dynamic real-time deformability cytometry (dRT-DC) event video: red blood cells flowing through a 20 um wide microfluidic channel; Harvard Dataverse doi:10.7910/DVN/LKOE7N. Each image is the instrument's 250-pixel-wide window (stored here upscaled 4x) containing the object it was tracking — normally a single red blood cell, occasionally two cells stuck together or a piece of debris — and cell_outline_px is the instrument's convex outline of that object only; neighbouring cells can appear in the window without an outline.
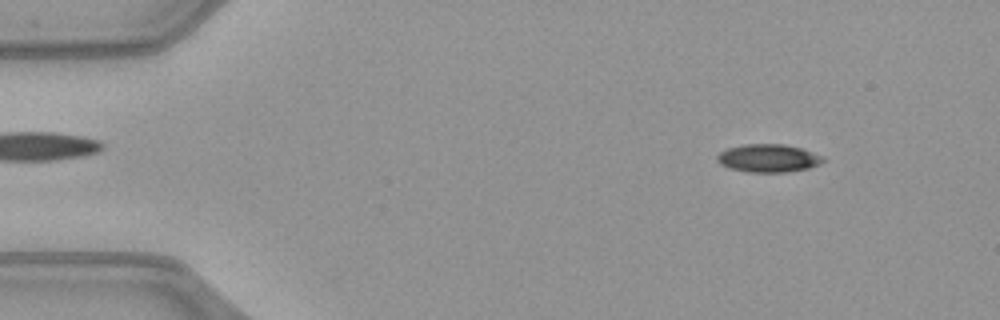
{"species": "common noctule bat (a hibernating species)", "species_latin": "Nyctalus noctula", "temperature_condition": "warm", "stored_images_in_passage": 51, "camera_frame_rate_fps": 3000, "um_per_image_px": 0.085, "animal": {"sex": "female", "body_mass_g": 21.9}, "frame": {"image": 1, "passage_image": 6, "time_ms": 1.667, "image_size_px": [1000, 320], "cell_outline_px": [[824, 160], [820, 164], [808, 168], [784, 172], [748, 172], [732, 168], [720, 164], [716, 160], [716, 156], [720, 152], [728, 148], [744, 144], [784, 144], [800, 148], [824, 156]], "centroid_in_image_um": [65.3, 13.44], "position_along_channel_um": 19.7, "area_um2": 17.17}}
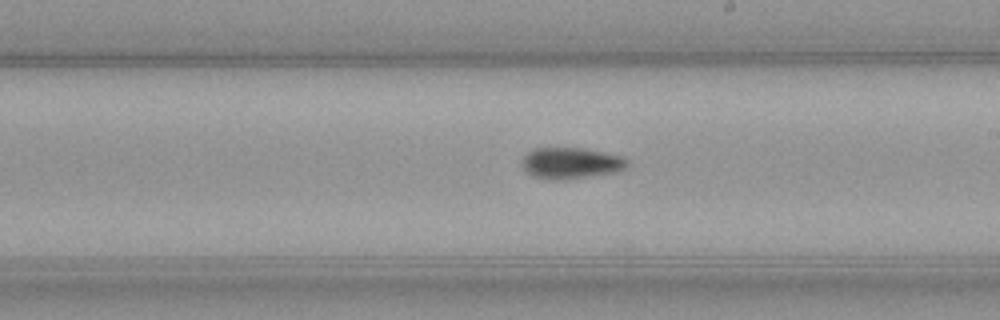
{"frame": {"image": 2, "passage_image": 29, "time_ms": 9.333, "image_size_px": [1000, 320], "cell_outline_px": [[628, 164], [624, 168], [616, 172], [564, 180], [544, 180], [532, 176], [520, 164], [524, 156], [532, 148], [584, 148], [624, 156], [628, 160]], "centroid_in_image_um": [48.51, 13.87], "position_along_channel_um": 240.5, "area_um2": 19.42}}
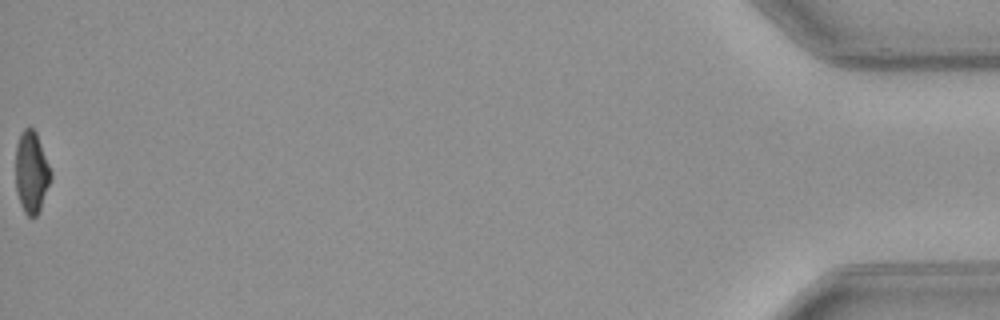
{"frame": {"image": 3, "passage_image": 51, "time_ms": 16.667, "image_size_px": [1000, 320], "cell_outline_px": [[52, 180], [40, 208], [36, 216], [28, 216], [24, 212], [20, 204], [16, 192], [16, 144], [20, 132], [24, 128], [32, 128], [36, 132], [52, 172]], "centroid_in_image_um": [2.68, 14.63], "position_along_channel_um": 432.5, "area_um2": 16.88}, "authors_computed_cell_mechanics": {"area_um2": 18.2648, "velocity_mm_per_s": 4.0724, "shape_relaxation_time_tau1_ms": 5.371, "shape_relaxation_time_tau2_ms": 7.7033, "deformation_change_tau1": 0.1776, "deformation_change_tau2": 0.1432}}